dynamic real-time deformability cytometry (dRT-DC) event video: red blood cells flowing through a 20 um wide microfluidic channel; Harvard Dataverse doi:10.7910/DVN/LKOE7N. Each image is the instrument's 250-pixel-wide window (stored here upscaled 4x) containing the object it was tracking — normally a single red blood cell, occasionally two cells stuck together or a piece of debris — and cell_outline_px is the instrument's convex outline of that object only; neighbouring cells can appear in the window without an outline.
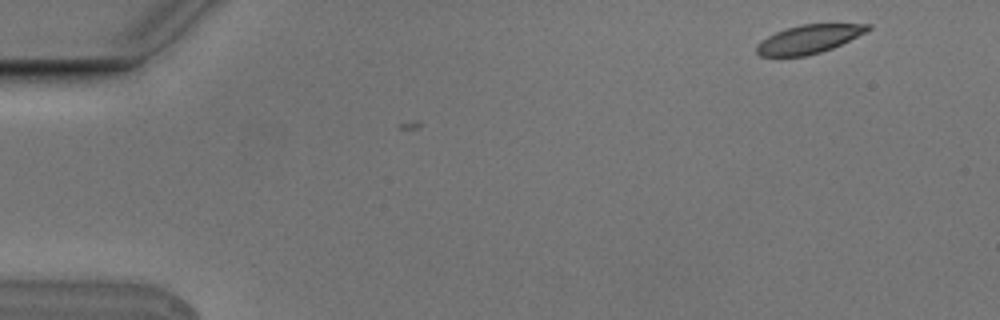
{"species": "Egyptian fruit bat (a non-hibernating species)", "species_latin": "Rousettus aegyptiacus", "temperature_condition": "cold", "stored_images_in_passage": 2, "camera_frame_rate_fps": 3000, "um_per_image_px": 0.085, "animal": {"sex": "male"}, "frame": {"image": 1, "passage_image": 1, "time_ms": 0.0, "image_size_px": [1000, 320], "cell_outline_px": [[872, 28], [868, 32], [832, 48], [820, 52], [804, 56], [760, 56], [756, 52], [756, 44], [760, 40], [776, 32], [800, 24], [872, 24]], "centroid_in_image_um": [68.76, 3.32], "position_along_channel_um": 16.2, "area_um2": 18.5}}